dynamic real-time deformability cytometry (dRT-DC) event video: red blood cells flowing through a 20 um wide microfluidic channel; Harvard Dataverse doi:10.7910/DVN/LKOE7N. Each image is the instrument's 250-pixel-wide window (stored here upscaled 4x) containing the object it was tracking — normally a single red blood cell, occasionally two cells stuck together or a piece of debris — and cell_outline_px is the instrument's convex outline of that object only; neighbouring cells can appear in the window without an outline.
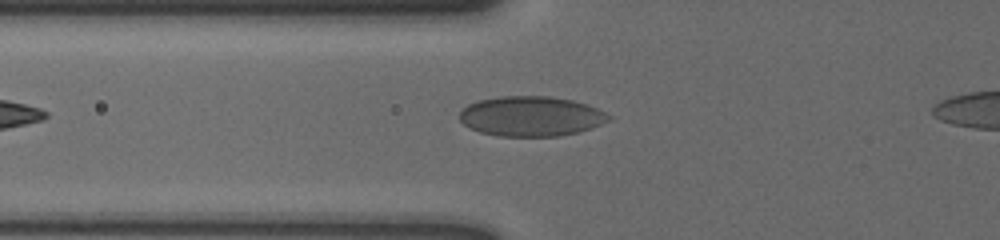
{"species": "human", "species_latin": "Homo sapiens", "temperature_condition": "cold", "stored_images_in_passage": 40, "camera_frame_rate_fps": 3000, "um_per_image_px": 0.085, "donor": {"sex": "male"}, "frame": {"image": 1, "passage_image": 7, "time_ms": 2.0, "image_size_px": [1000, 240], "cell_outline_px": [[612, 120], [592, 128], [580, 132], [560, 136], [496, 136], [480, 132], [468, 128], [460, 120], [460, 112], [468, 104], [476, 100], [500, 96], [548, 96], [572, 100], [588, 104], [612, 116]], "centroid_in_image_um": [45.15, 9.88], "position_along_channel_um": 80.6, "area_um2": 35.08}}
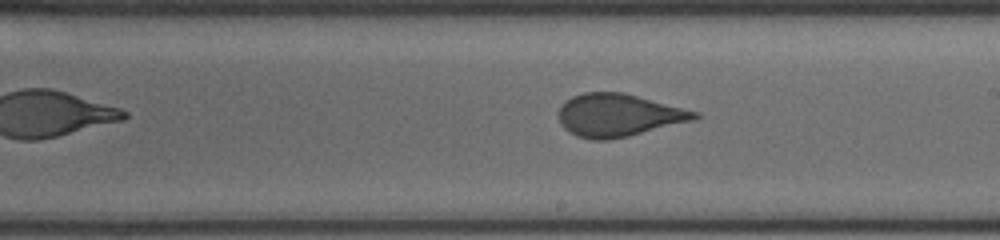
{"frame": {"image": 2, "passage_image": 20, "time_ms": 6.333, "image_size_px": [1000, 240], "cell_outline_px": [[700, 116], [692, 120], [628, 136], [608, 140], [592, 140], [576, 136], [564, 128], [560, 120], [560, 104], [564, 100], [572, 96], [584, 92], [624, 92], [700, 112]], "centroid_in_image_um": [52.55, 9.78], "position_along_channel_um": 236.4, "area_um2": 33.76}}
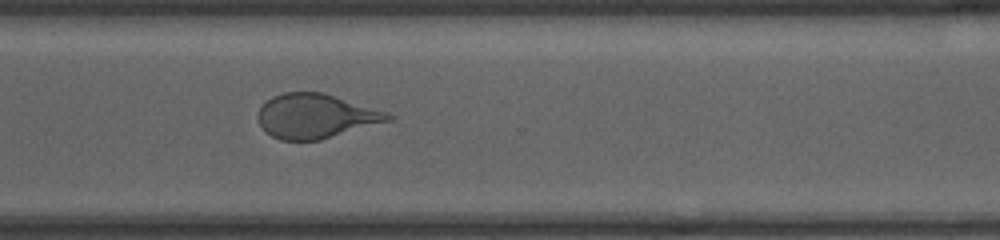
{"frame": {"image": 3, "passage_image": 29, "time_ms": 9.333, "image_size_px": [1000, 240], "cell_outline_px": [[396, 116], [392, 120], [320, 140], [280, 140], [272, 136], [260, 124], [256, 116], [256, 112], [272, 96], [284, 92], [324, 92], [388, 112]], "centroid_in_image_um": [26.86, 9.86], "position_along_channel_um": 343.7, "area_um2": 33.7}}